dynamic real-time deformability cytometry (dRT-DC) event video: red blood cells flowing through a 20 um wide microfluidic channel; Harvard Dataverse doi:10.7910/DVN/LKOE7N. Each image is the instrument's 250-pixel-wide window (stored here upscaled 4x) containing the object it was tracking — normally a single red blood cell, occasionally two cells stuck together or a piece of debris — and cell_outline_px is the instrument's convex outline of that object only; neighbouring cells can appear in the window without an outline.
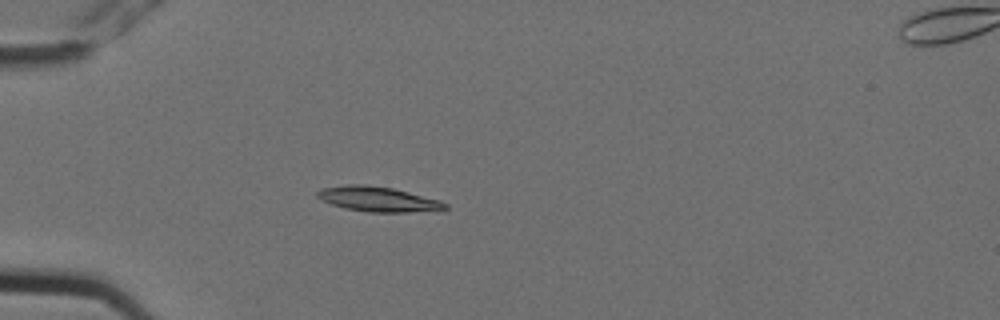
{"species": "Egyptian fruit bat (a non-hibernating species)", "species_latin": "Rousettus aegyptiacus", "temperature_condition": "cold", "stored_images_in_passage": 6, "camera_frame_rate_fps": 3000, "um_per_image_px": 0.085, "animal": {"sex": "female"}, "frame": {"image": 1, "passage_image": 5, "time_ms": 1.333, "image_size_px": [1000, 320], "cell_outline_px": [[448, 208], [436, 212], [368, 212], [344, 208], [332, 204], [316, 196], [316, 192], [324, 188], [348, 184], [364, 184], [392, 188], [440, 200], [448, 204]], "centroid_in_image_um": [32.22, 16.94], "position_along_channel_um": 52.8, "area_um2": 18.67}}